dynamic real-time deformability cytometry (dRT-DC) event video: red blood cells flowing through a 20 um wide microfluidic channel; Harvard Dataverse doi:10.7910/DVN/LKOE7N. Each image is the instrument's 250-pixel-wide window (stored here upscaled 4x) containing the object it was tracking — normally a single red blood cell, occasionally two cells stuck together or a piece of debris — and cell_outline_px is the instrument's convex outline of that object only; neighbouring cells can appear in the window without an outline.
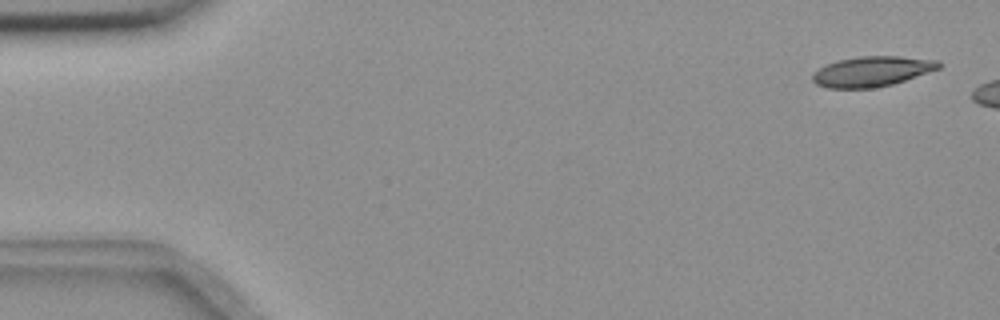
{"species": "common noctule bat (a hibernating species)", "species_latin": "Nyctalus noctula", "temperature_condition": "room temperature", "stored_images_in_passage": 7, "camera_frame_rate_fps": 3000, "um_per_image_px": 0.085, "animal": {"sex": "female", "body_mass_g": 18.4}, "frame": {"image": 1, "passage_image": 2, "time_ms": 0.333, "image_size_px": [1000, 320], "cell_outline_px": [[940, 68], [892, 84], [876, 88], [828, 88], [816, 84], [812, 80], [812, 76], [820, 68], [836, 60], [860, 56], [900, 56], [940, 60]], "centroid_in_image_um": [74.12, 6.06], "position_along_channel_um": 10.9, "area_um2": 22.08}}